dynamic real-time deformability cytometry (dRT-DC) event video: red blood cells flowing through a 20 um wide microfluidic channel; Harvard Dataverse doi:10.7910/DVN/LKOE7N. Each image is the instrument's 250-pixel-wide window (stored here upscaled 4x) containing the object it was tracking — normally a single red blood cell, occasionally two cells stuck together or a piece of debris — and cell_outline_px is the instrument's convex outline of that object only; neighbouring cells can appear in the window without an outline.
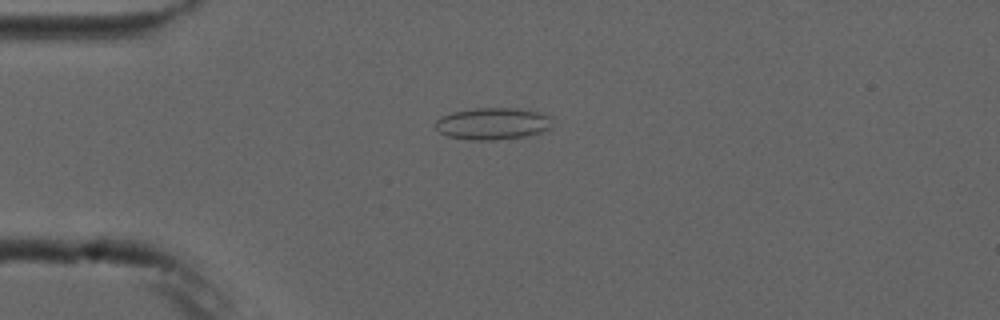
{"species": "common noctule bat (a hibernating species)", "species_latin": "Nyctalus noctula", "temperature_condition": "cold", "stored_images_in_passage": 7, "camera_frame_rate_fps": 3000, "um_per_image_px": 0.085, "animal": {"sex": "male", "forearm_length_mm": 52.5}, "frame": {"image": 1, "passage_image": 3, "time_ms": 3.0, "image_size_px": [1000, 320], "cell_outline_px": [[552, 128], [540, 132], [524, 136], [492, 140], [468, 140], [448, 136], [440, 132], [436, 128], [436, 120], [440, 116], [452, 112], [476, 108], [516, 108], [536, 112], [552, 116]], "centroid_in_image_um": [41.88, 10.51], "position_along_channel_um": 43.1, "area_um2": 21.73}}
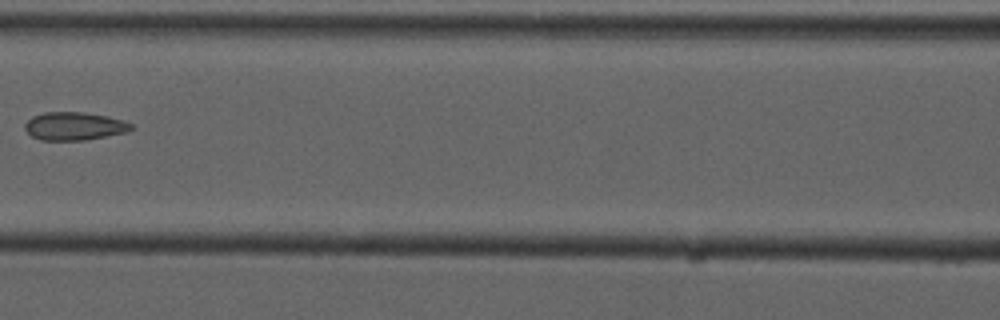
{"frame": {"image": 2, "passage_image": 6, "time_ms": 6.667, "image_size_px": [1000, 320], "cell_outline_px": [[136, 128], [128, 132], [84, 140], [40, 140], [32, 136], [24, 128], [24, 124], [32, 116], [44, 112], [84, 112], [124, 120], [132, 124]], "centroid_in_image_um": [6.33, 10.72], "position_along_channel_um": 160.3, "area_um2": 17.46}}
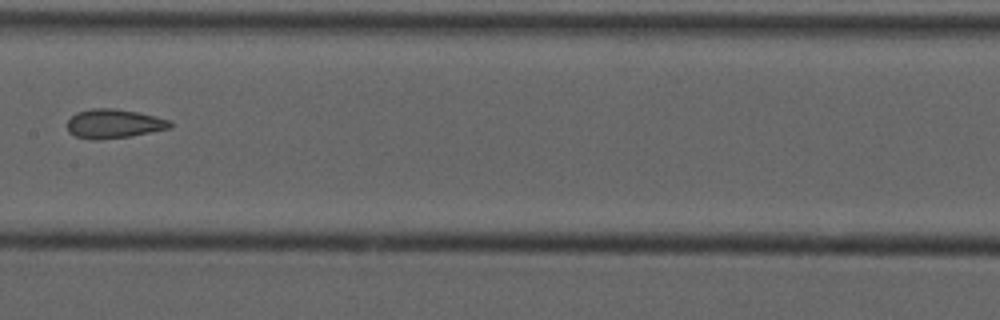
{"frame": {"image": 3, "passage_image": 7, "time_ms": 7.667, "image_size_px": [1000, 320], "cell_outline_px": [[172, 128], [132, 136], [96, 140], [76, 136], [68, 132], [68, 120], [76, 112], [92, 108], [116, 108], [136, 112], [172, 120]], "centroid_in_image_um": [9.7, 10.51], "position_along_channel_um": 197.7, "area_um2": 17.51}}